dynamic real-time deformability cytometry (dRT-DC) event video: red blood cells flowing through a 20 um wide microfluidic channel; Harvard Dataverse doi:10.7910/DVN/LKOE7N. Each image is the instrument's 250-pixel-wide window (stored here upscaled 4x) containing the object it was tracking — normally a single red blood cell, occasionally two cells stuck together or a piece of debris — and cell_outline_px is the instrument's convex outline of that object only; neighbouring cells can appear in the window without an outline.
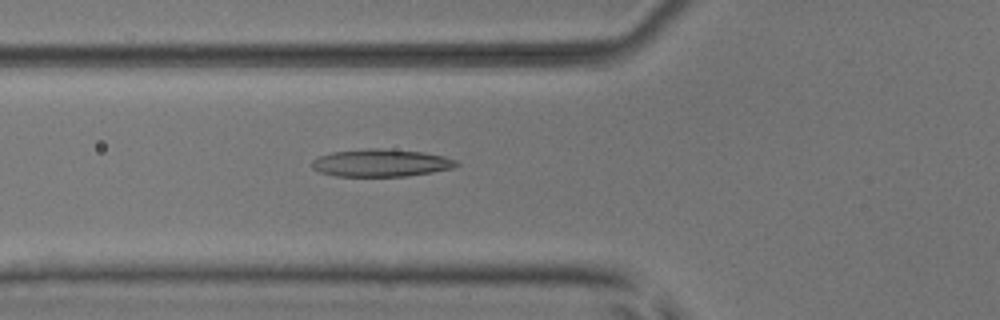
{"species": "common noctule bat (a hibernating species)", "species_latin": "Nyctalus noctula", "temperature_condition": "room temperature", "stored_images_in_passage": 51, "camera_frame_rate_fps": 3000, "um_per_image_px": 0.085, "animal": {"sex": "male", "body_mass_g": 17.9, "forearm_length_mm": 54.2}, "frame": {"image": 1, "passage_image": 18, "time_ms": 5.667, "image_size_px": [1000, 320], "cell_outline_px": [[460, 164], [452, 168], [432, 172], [408, 176], [336, 176], [320, 172], [312, 168], [312, 160], [320, 156], [332, 152], [368, 148], [380, 148], [424, 152], [444, 156], [456, 160]], "centroid_in_image_um": [32.39, 13.84], "position_along_channel_um": 93.4, "area_um2": 23.18}}
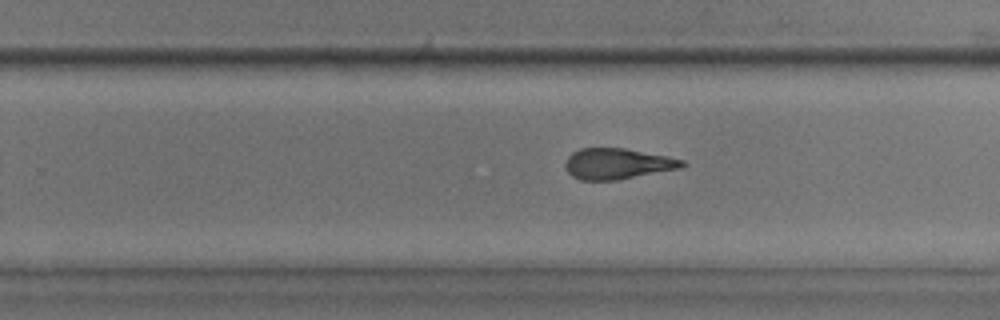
{"frame": {"image": 2, "passage_image": 32, "time_ms": 10.333, "image_size_px": [1000, 320], "cell_outline_px": [[688, 164], [680, 168], [616, 180], [580, 180], [572, 176], [564, 168], [564, 164], [568, 156], [572, 152], [580, 148], [624, 148], [668, 156], [684, 160]], "centroid_in_image_um": [52.46, 13.91], "position_along_channel_um": 277.3, "area_um2": 21.04}}
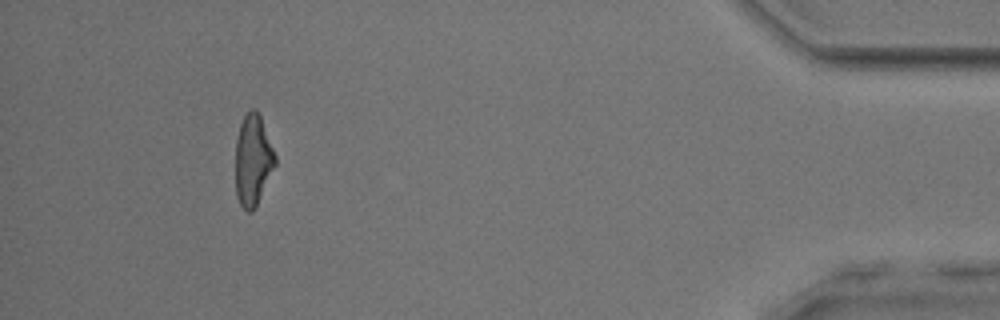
{"frame": {"image": 3, "passage_image": 47, "time_ms": 15.333, "image_size_px": [1000, 320], "cell_outline_px": [[276, 164], [252, 212], [248, 212], [240, 204], [236, 196], [236, 140], [240, 124], [244, 116], [252, 108], [256, 108], [260, 116], [276, 156]], "centroid_in_image_um": [21.49, 13.59], "position_along_channel_um": 413.7, "area_um2": 20.69}, "authors_computed_cell_mechanics": {"area_um2": 22.1374, "velocity_mm_per_s": 3.9492, "shape_relaxation_time_tau1_ms": 5.306, "shape_relaxation_time_tau2_ms": 2.1611, "deformation_change_tau1": 0.1653, "deformation_change_tau2": 0.126}}